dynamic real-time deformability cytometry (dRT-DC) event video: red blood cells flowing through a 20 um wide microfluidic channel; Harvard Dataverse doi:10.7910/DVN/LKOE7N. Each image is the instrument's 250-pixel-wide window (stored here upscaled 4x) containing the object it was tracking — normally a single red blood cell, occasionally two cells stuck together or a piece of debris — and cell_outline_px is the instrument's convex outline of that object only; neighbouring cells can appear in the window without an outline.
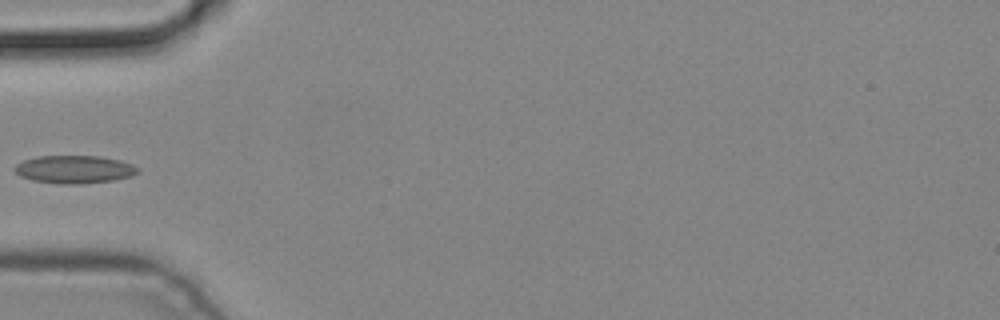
{"species": "common noctule bat (a hibernating species)", "species_latin": "Nyctalus noctula", "temperature_condition": "cold", "stored_images_in_passage": 5, "camera_frame_rate_fps": 3000, "um_per_image_px": 0.085, "animal": {"sex": "male", "body_mass_g": 19.2, "forearm_length_mm": 51.8}, "frame": {"image": 1, "passage_image": 5, "time_ms": 1.333, "image_size_px": [1000, 320], "cell_outline_px": [[140, 172], [132, 176], [112, 180], [80, 184], [60, 184], [32, 180], [20, 176], [12, 168], [16, 164], [24, 160], [36, 156], [100, 156], [120, 160], [132, 164], [140, 168]], "centroid_in_image_um": [6.33, 14.39], "position_along_channel_um": 78.7, "area_um2": 20.17}}